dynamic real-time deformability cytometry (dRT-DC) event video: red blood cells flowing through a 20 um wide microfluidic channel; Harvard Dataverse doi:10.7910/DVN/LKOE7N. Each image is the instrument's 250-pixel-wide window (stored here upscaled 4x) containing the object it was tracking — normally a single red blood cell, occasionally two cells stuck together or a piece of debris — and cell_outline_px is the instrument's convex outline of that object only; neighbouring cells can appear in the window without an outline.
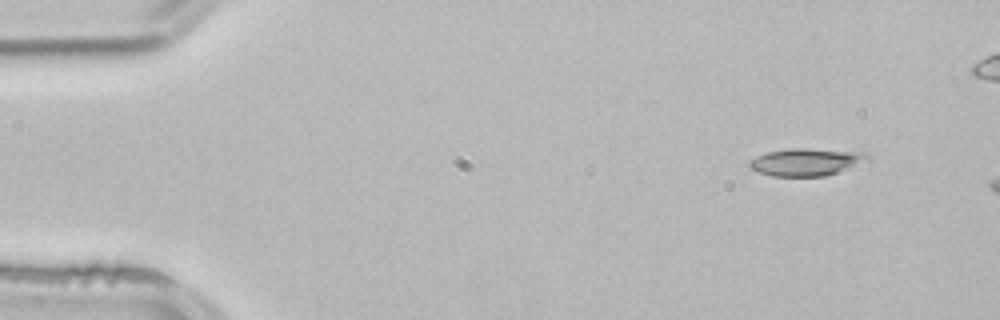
{"species": "common noctule bat (a hibernating species)", "species_latin": "Nyctalus noctula", "temperature_condition": "room temperature", "stored_images_in_passage": 3, "camera_frame_rate_fps": 3000, "um_per_image_px": 0.085, "animal": {"sex": "male", "body_mass_g": 21.5, "forearm_length_mm": 52.0}, "frame": {"image": 1, "passage_image": 1, "time_ms": 0.0, "image_size_px": [1000, 320], "cell_outline_px": [[872, 160], [824, 176], [772, 176], [748, 168], [748, 160], [756, 156], [768, 152], [792, 148], [804, 148], [864, 152]], "centroid_in_image_um": [68.51, 13.76], "position_along_channel_um": 16.5, "area_um2": 18.84}}